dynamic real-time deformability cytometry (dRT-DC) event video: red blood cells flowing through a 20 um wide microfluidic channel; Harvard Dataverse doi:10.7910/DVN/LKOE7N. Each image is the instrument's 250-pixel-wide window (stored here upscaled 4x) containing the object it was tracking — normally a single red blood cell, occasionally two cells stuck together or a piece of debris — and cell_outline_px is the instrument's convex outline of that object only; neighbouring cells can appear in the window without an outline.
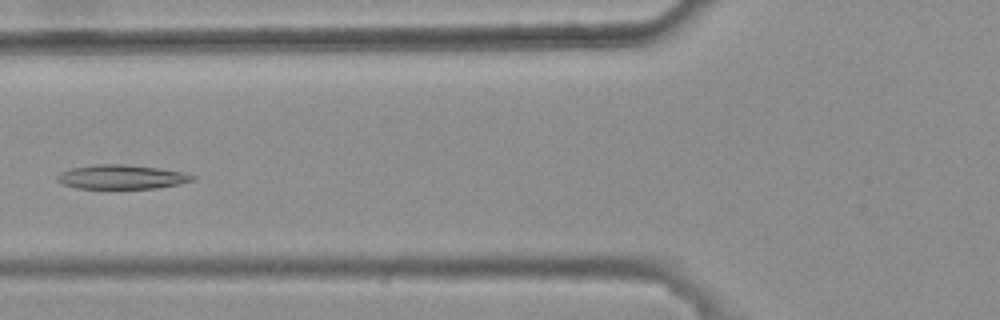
{"species": "common noctule bat (a hibernating species)", "species_latin": "Nyctalus noctula", "temperature_condition": "warm", "stored_images_in_passage": 4, "camera_frame_rate_fps": 3000, "um_per_image_px": 0.085, "animal": {"sex": "female", "body_mass_g": 25.1}, "frame": {"image": 1, "passage_image": 4, "time_ms": 1.0, "image_size_px": [1000, 320], "cell_outline_px": [[196, 180], [156, 188], [76, 188], [60, 184], [56, 180], [56, 176], [60, 172], [72, 168], [96, 164], [124, 164], [156, 168], [184, 172], [196, 176]], "centroid_in_image_um": [10.3, 15.04], "position_along_channel_um": 115.5, "area_um2": 19.02}}